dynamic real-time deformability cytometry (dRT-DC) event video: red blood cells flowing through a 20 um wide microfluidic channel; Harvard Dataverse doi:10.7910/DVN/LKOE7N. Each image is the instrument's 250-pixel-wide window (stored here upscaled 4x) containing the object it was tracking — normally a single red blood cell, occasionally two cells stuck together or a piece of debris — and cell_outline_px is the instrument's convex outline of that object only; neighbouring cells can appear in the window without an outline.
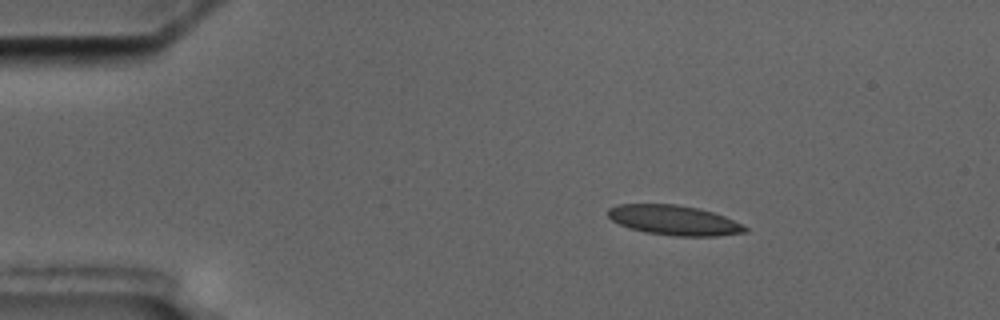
{"species": "common noctule bat (a hibernating species)", "species_latin": "Nyctalus noctula", "temperature_condition": "cold", "stored_images_in_passage": 3, "camera_frame_rate_fps": 3000, "um_per_image_px": 0.085, "animal": {"sex": "male", "body_mass_g": 17.5, "forearm_length_mm": 52.3}, "frame": {"image": 1, "passage_image": 1, "time_ms": 0.0, "image_size_px": [1000, 320], "cell_outline_px": [[748, 232], [716, 236], [676, 236], [644, 232], [628, 228], [612, 220], [608, 216], [608, 208], [616, 204], [676, 204], [700, 208], [724, 216], [748, 228]], "centroid_in_image_um": [57.27, 18.71], "position_along_channel_um": 27.7, "area_um2": 23.87}}